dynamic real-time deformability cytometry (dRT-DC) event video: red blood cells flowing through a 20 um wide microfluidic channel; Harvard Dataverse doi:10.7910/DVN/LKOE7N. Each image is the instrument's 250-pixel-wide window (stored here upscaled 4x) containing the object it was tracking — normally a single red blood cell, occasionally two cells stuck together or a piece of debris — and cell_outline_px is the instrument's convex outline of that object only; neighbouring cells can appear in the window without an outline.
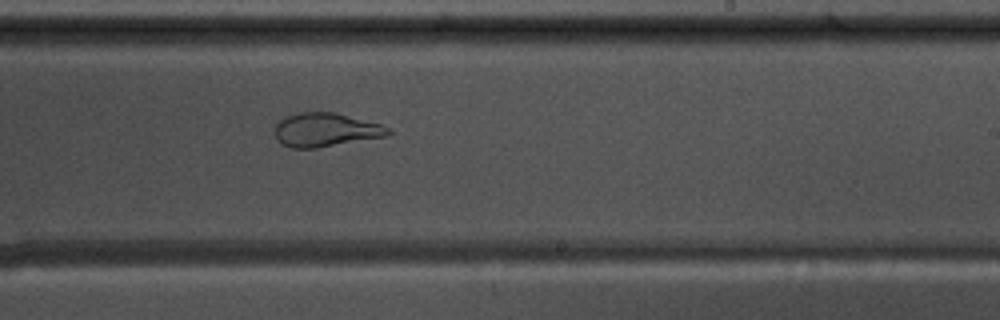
{"species": "common noctule bat (a hibernating species)", "species_latin": "Nyctalus noctula", "temperature_condition": "warm", "stored_images_in_passage": 56, "camera_frame_rate_fps": 3000, "um_per_image_px": 0.085, "animal": {"sex": "male", "body_mass_g": 17.5, "forearm_length_mm": 52.3}, "frame": {"image": 1, "passage_image": 34, "time_ms": 11.0, "image_size_px": [1000, 320], "cell_outline_px": [[392, 132], [384, 136], [316, 148], [292, 148], [284, 144], [276, 136], [276, 124], [284, 116], [300, 112], [332, 112], [380, 124], [388, 128]], "centroid_in_image_um": [27.65, 11.03], "position_along_channel_um": 261.4, "area_um2": 21.73}}
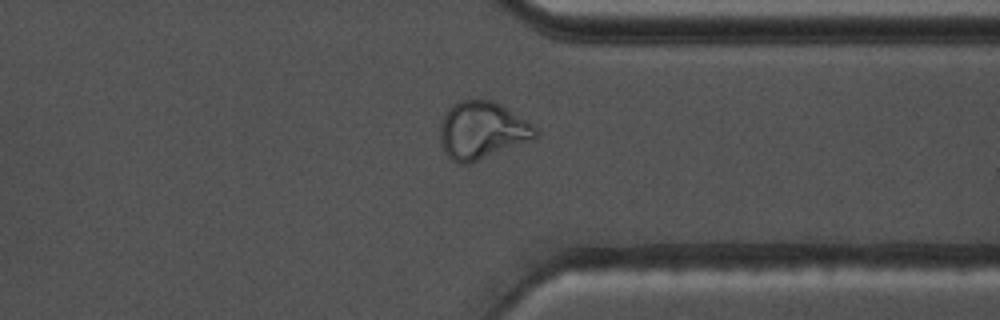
{"frame": {"image": 2, "passage_image": 43, "time_ms": 14.0, "image_size_px": [1000, 320], "cell_outline_px": [[536, 140], [468, 164], [460, 164], [452, 160], [444, 152], [440, 140], [440, 124], [448, 108], [452, 104], [460, 100], [492, 100], [500, 104], [532, 124], [536, 128]], "centroid_in_image_um": [40.98, 11.1], "position_along_channel_um": 370.4, "area_um2": 32.08}}
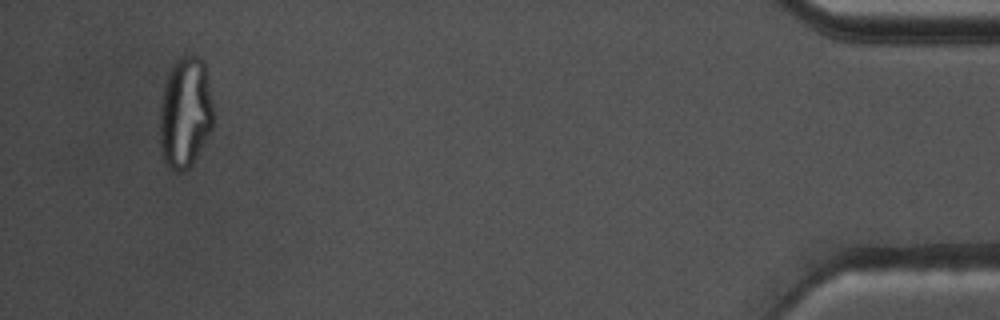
{"frame": {"image": 3, "passage_image": 53, "time_ms": 17.333, "image_size_px": [1000, 320], "cell_outline_px": [[212, 128], [192, 164], [188, 168], [180, 172], [176, 172], [164, 160], [160, 148], [160, 108], [164, 84], [168, 72], [172, 64], [180, 56], [192, 52], [204, 60], [212, 104]], "centroid_in_image_um": [15.73, 9.51], "position_along_channel_um": 419.5, "area_um2": 34.8}}